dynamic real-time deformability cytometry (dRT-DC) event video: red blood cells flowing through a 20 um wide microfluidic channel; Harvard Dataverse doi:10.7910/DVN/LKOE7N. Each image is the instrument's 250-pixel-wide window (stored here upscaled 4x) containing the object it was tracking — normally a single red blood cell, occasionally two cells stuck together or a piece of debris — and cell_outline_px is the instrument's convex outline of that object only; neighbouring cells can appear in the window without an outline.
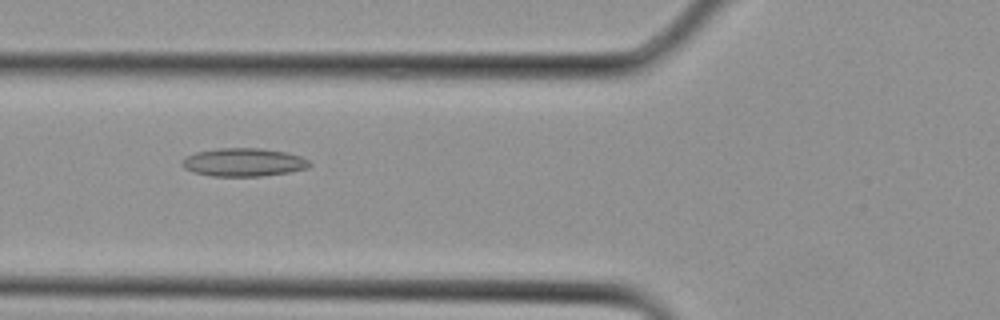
{"species": "Egyptian fruit bat (a non-hibernating species)", "species_latin": "Rousettus aegyptiacus", "temperature_condition": "cold", "stored_images_in_passage": 19, "camera_frame_rate_fps": 3000, "um_per_image_px": 0.085, "animal": {"sex": "female"}, "frame": {"image": 1, "passage_image": 10, "time_ms": 3.0, "image_size_px": [1000, 320], "cell_outline_px": [[312, 164], [308, 168], [288, 172], [264, 176], [212, 176], [192, 172], [184, 168], [180, 164], [180, 160], [184, 156], [196, 152], [216, 148], [260, 148], [284, 152], [300, 156], [308, 160]], "centroid_in_image_um": [20.65, 13.79], "position_along_channel_um": 105.2, "area_um2": 21.15}}
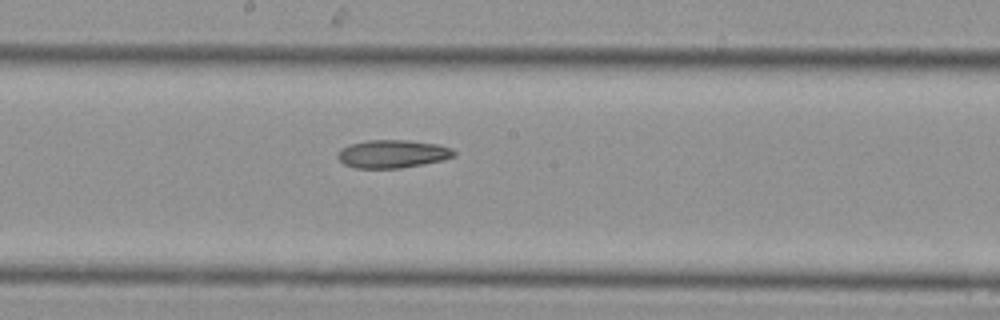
{"frame": {"image": 2, "passage_image": 15, "time_ms": 4.667, "image_size_px": [1000, 320], "cell_outline_px": [[456, 156], [444, 160], [424, 164], [400, 168], [356, 168], [344, 164], [336, 156], [336, 152], [340, 148], [348, 144], [368, 140], [408, 140], [436, 144], [452, 148], [456, 152]], "centroid_in_image_um": [33.35, 13.08], "position_along_channel_um": 214.8, "area_um2": 19.25}}
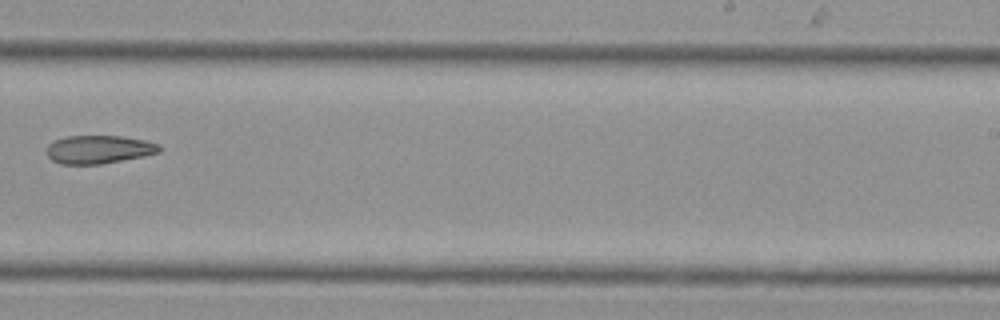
{"frame": {"image": 3, "passage_image": 18, "time_ms": 5.667, "image_size_px": [1000, 320], "cell_outline_px": [[160, 152], [144, 156], [100, 164], [60, 164], [52, 160], [48, 156], [48, 144], [56, 140], [68, 136], [120, 136], [144, 140], [160, 144]], "centroid_in_image_um": [8.41, 12.7], "position_along_channel_um": 280.6, "area_um2": 18.38}}